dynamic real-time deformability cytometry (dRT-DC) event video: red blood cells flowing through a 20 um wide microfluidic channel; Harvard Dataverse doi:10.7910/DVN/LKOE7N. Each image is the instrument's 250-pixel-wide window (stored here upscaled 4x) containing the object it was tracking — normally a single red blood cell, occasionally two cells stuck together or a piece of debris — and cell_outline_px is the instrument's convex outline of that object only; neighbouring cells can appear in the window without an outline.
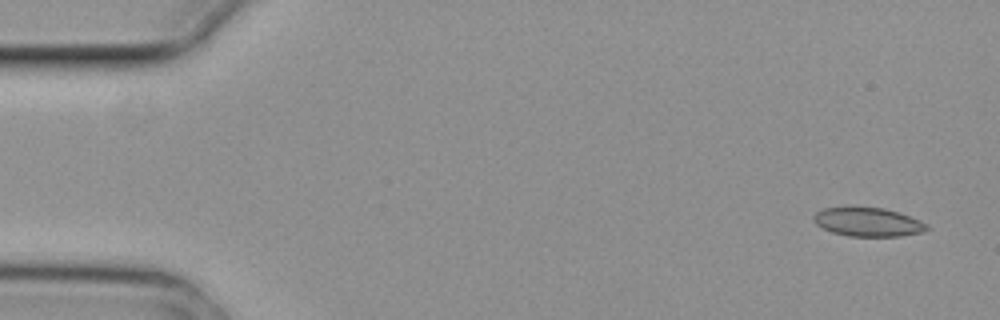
{"species": "common noctule bat (a hibernating species)", "species_latin": "Nyctalus noctula", "temperature_condition": "cold", "stored_images_in_passage": 5, "segment_of_instrument_passage": [1, 2], "camera_frame_rate_fps": 3000, "um_per_image_px": 0.085, "animal": {"sex": "female", "body_mass_g": 29.2, "forearm_length_mm": 56.3}, "frame": {"image": 1, "passage_image": 1, "time_ms": 0.0, "image_size_px": [1000, 320], "cell_outline_px": [[928, 228], [924, 232], [900, 236], [848, 236], [832, 232], [816, 224], [812, 220], [812, 216], [816, 212], [824, 208], [884, 208], [900, 212], [920, 220], [928, 224]], "centroid_in_image_um": [73.8, 18.88], "position_along_channel_um": 11.2, "area_um2": 18.9}}